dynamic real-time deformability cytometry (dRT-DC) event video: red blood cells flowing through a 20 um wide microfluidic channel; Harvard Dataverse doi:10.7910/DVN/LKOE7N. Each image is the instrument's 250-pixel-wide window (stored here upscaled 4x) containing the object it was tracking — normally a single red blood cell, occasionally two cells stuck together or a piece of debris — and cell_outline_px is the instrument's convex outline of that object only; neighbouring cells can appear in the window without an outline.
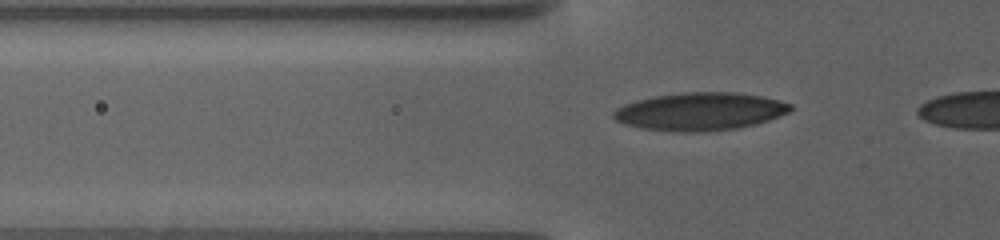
{"species": "human", "species_latin": "Homo sapiens", "temperature_condition": "warm", "stored_images_in_passage": 86, "camera_frame_rate_fps": 3000, "um_per_image_px": 0.085, "donor": {"sex": "female"}, "frame": {"image": 1, "passage_image": 18, "time_ms": 5.667, "image_size_px": [1000, 240], "cell_outline_px": [[792, 108], [788, 112], [768, 120], [756, 124], [736, 128], [696, 132], [676, 132], [644, 128], [628, 124], [616, 120], [612, 116], [612, 112], [616, 108], [624, 104], [636, 100], [656, 96], [684, 92], [736, 92], [760, 96], [792, 104]], "centroid_in_image_um": [59.49, 9.47], "position_along_channel_um": 66.3, "area_um2": 38.67}}
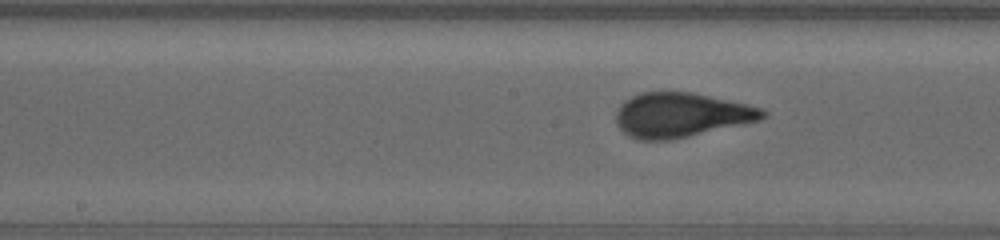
{"frame": {"image": 2, "passage_image": 42, "time_ms": 13.667, "image_size_px": [1000, 240], "cell_outline_px": [[768, 112], [760, 120], [688, 136], [668, 140], [640, 140], [628, 136], [616, 124], [616, 112], [620, 104], [624, 100], [640, 92], [692, 92], [748, 104], [764, 108]], "centroid_in_image_um": [57.87, 9.76], "position_along_channel_um": 190.3, "area_um2": 37.97}}
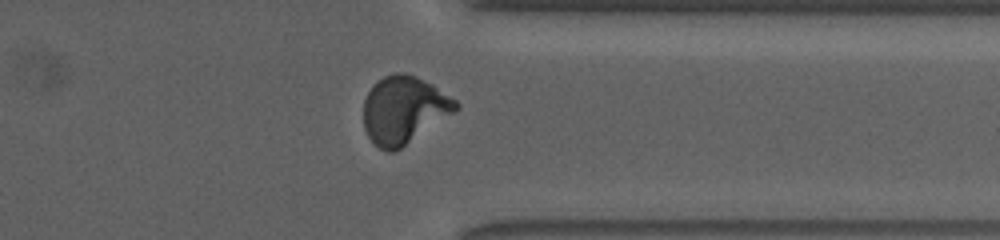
{"frame": {"image": 3, "passage_image": 77, "time_ms": 25.333, "image_size_px": [1000, 240], "cell_outline_px": [[460, 104], [452, 112], [396, 152], [388, 152], [380, 148], [368, 136], [364, 128], [364, 100], [368, 92], [384, 76], [396, 72], [404, 72], [416, 76], [432, 84], [456, 100]], "centroid_in_image_um": [34.3, 9.34], "position_along_channel_um": 377.1, "area_um2": 35.6}}